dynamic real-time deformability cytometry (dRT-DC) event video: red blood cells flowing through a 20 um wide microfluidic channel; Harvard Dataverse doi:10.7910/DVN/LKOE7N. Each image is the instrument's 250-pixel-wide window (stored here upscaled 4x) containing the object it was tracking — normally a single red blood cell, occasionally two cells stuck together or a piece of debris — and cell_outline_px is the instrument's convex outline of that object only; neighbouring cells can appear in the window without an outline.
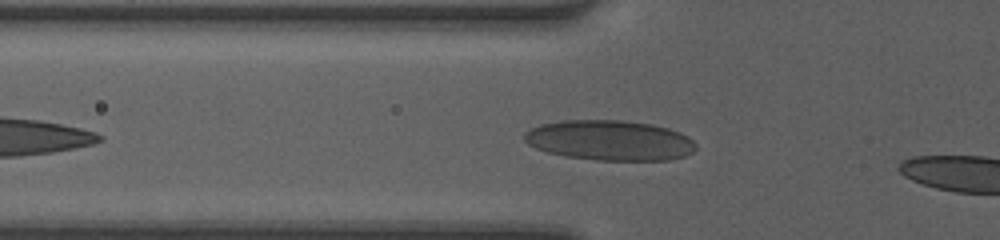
{"species": "human", "species_latin": "Homo sapiens", "temperature_condition": "room temperature", "stored_images_in_passage": 31, "camera_frame_rate_fps": 3000, "um_per_image_px": 0.085, "donor": {"sex": "female"}, "frame": {"image": 1, "passage_image": 5, "time_ms": 1.333, "image_size_px": [1000, 240], "cell_outline_px": [[696, 148], [692, 152], [684, 156], [668, 160], [596, 160], [564, 156], [548, 152], [536, 148], [528, 144], [524, 140], [524, 132], [540, 124], [560, 120], [620, 120], [652, 124], [668, 128], [680, 132], [688, 136], [696, 144]], "centroid_in_image_um": [51.82, 11.92], "position_along_channel_um": 74.0, "area_um2": 40.29}}
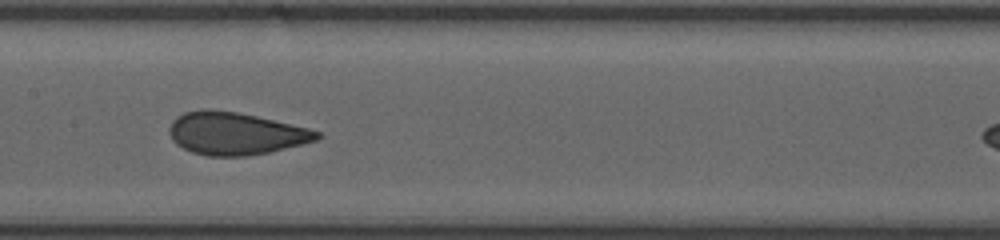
{"frame": {"image": 2, "passage_image": 13, "time_ms": 4.0, "image_size_px": [1000, 240], "cell_outline_px": [[324, 136], [316, 140], [268, 152], [248, 156], [208, 156], [192, 152], [176, 144], [172, 140], [168, 132], [168, 128], [172, 120], [176, 116], [184, 112], [208, 108], [212, 108], [236, 112], [256, 116], [308, 128], [320, 132]], "centroid_in_image_um": [19.96, 11.34], "position_along_channel_um": 187.4, "area_um2": 36.59}}
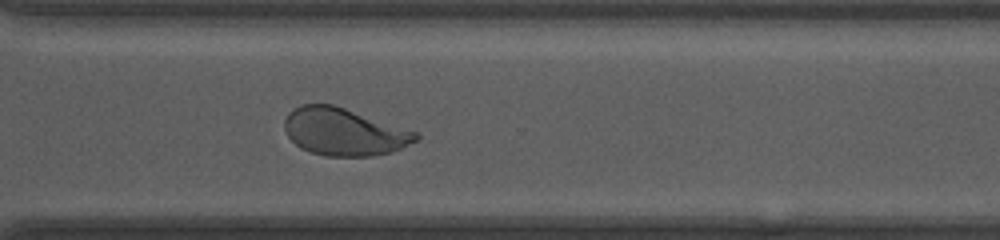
{"frame": {"image": 3, "passage_image": 24, "time_ms": 7.667, "image_size_px": [1000, 240], "cell_outline_px": [[420, 136], [416, 140], [392, 152], [372, 156], [328, 156], [312, 152], [300, 148], [288, 136], [284, 128], [284, 120], [288, 112], [300, 104], [332, 104], [416, 132]], "centroid_in_image_um": [29.19, 11.2], "position_along_channel_um": 341.4, "area_um2": 35.84}, "authors_computed_cell_mechanics": {"area_um2": 36.5874, "velocity_mm_per_s": 4.2097, "shape_relaxation_time_tau1_ms": 10.079, "shape_relaxation_time_tau2_ms": null, "deformation_change_tau1": 0.258, "deformation_change_tau2": null}}